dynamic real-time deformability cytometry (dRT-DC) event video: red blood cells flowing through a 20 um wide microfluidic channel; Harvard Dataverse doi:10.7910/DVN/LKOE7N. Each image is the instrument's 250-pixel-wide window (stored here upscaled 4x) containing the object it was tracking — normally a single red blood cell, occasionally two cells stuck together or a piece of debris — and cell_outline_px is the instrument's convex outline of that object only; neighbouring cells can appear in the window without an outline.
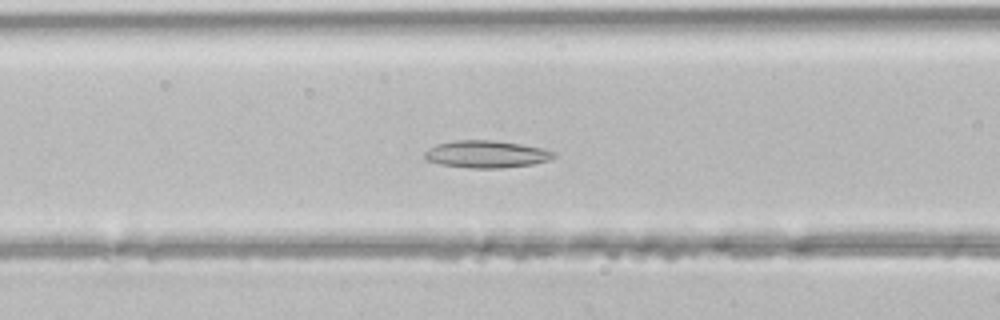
{"species": "common noctule bat (a hibernating species)", "species_latin": "Nyctalus noctula", "temperature_condition": "room temperature", "stored_images_in_passage": 25, "camera_frame_rate_fps": 3000, "um_per_image_px": 0.085, "animal": {"sex": "male", "body_mass_g": 21.5, "forearm_length_mm": 52.0}, "frame": {"image": 1, "passage_image": 13, "time_ms": 4.0, "image_size_px": [1000, 320], "cell_outline_px": [[556, 156], [548, 160], [532, 164], [500, 168], [472, 168], [440, 164], [428, 160], [424, 156], [424, 152], [428, 148], [436, 144], [452, 140], [492, 140], [520, 144], [540, 148], [556, 152]], "centroid_in_image_um": [41.31, 13.1], "position_along_channel_um": 125.3, "area_um2": 20.4}}
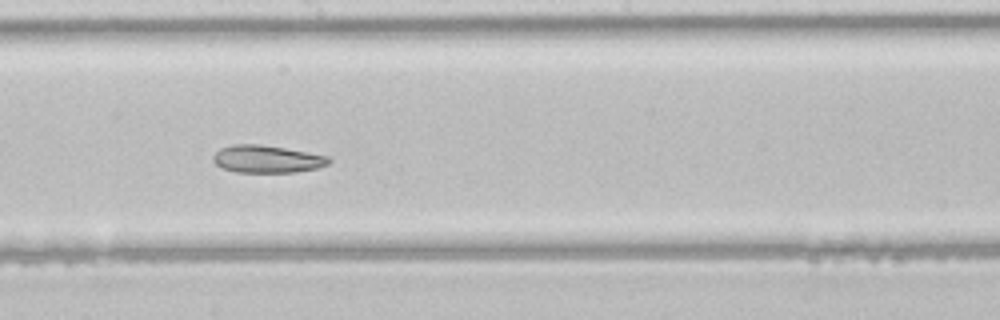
{"frame": {"image": 2, "passage_image": 20, "time_ms": 6.333, "image_size_px": [1000, 320], "cell_outline_px": [[332, 160], [328, 164], [320, 168], [296, 172], [236, 172], [224, 168], [216, 164], [212, 160], [212, 156], [220, 148], [232, 144], [260, 144], [308, 152], [328, 156]], "centroid_in_image_um": [22.71, 13.52], "position_along_channel_um": 225.5, "area_um2": 18.61}}
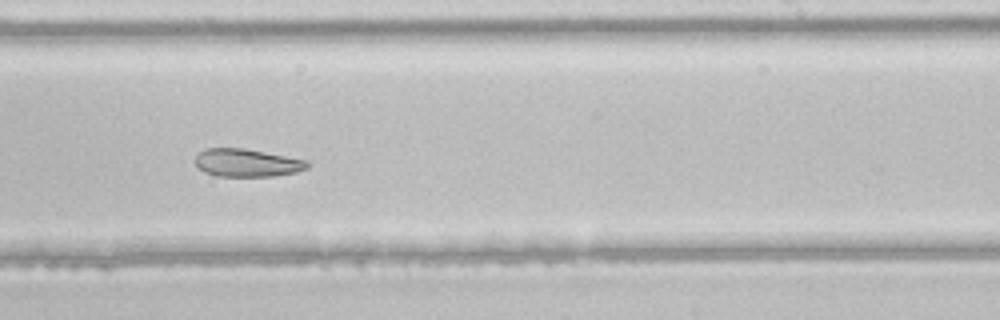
{"frame": {"image": 3, "passage_image": 23, "time_ms": 7.333, "image_size_px": [1000, 320], "cell_outline_px": [[308, 168], [296, 172], [276, 176], [216, 176], [204, 172], [196, 168], [192, 160], [204, 148], [244, 148], [308, 160]], "centroid_in_image_um": [20.94, 13.84], "position_along_channel_um": 268.1, "area_um2": 18.5}}